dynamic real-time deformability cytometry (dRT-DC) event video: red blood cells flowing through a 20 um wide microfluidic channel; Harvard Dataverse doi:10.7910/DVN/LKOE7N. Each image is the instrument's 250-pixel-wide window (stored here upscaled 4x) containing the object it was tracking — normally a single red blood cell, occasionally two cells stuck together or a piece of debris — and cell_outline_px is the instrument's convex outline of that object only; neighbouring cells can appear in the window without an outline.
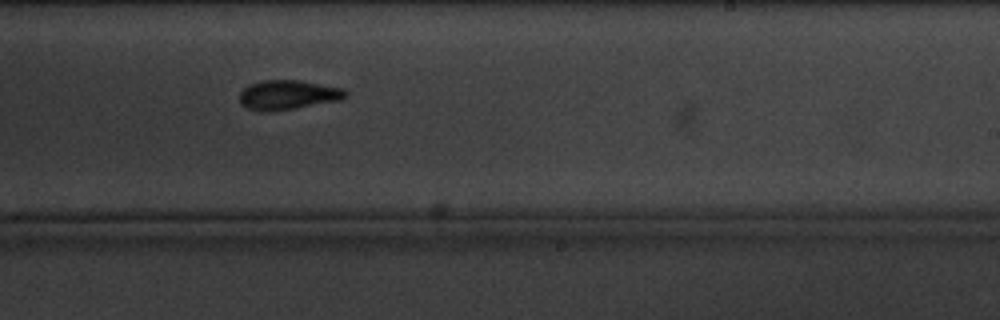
{"species": "common noctule bat (a hibernating species)", "species_latin": "Nyctalus noctula", "temperature_condition": "cold", "stored_images_in_passage": 8, "camera_frame_rate_fps": 3000, "um_per_image_px": 0.085, "animal": {"sex": "male", "body_mass_g": 20.1, "forearm_length_mm": 53.5}, "frame": {"image": 1, "passage_image": 6, "time_ms": 6.0, "image_size_px": [1000, 320], "cell_outline_px": [[348, 96], [340, 100], [296, 108], [264, 112], [248, 108], [240, 104], [240, 92], [248, 84], [260, 80], [300, 80], [344, 88], [348, 92]], "centroid_in_image_um": [24.48, 8.05], "position_along_channel_um": 264.5, "area_um2": 18.38}}